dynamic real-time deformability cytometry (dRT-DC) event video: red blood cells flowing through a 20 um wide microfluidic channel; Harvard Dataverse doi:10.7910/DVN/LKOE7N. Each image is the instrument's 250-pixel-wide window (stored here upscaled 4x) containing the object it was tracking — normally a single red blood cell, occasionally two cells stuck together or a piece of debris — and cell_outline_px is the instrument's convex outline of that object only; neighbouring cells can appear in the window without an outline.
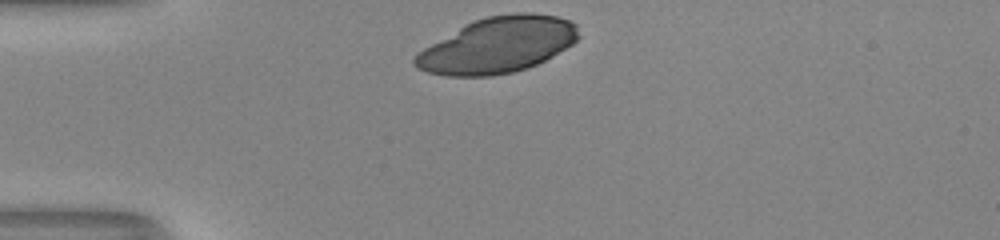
{"species": "human", "species_latin": "Homo sapiens", "temperature_condition": "room temperature", "stored_images_in_passage": 29, "camera_frame_rate_fps": 3000, "um_per_image_px": 0.085, "donor": {"sex": "male"}, "frame": {"image": 1, "passage_image": 1, "time_ms": 0.0, "image_size_px": [1000, 240], "cell_outline_px": [[580, 36], [572, 44], [552, 56], [528, 68], [512, 72], [492, 76], [448, 76], [428, 72], [416, 68], [412, 64], [412, 60], [424, 48], [472, 20], [488, 16], [516, 12], [532, 12], [556, 16], [568, 20], [576, 24]], "centroid_in_image_um": [42.31, 3.83], "position_along_channel_um": 42.7, "area_um2": 53.0}}